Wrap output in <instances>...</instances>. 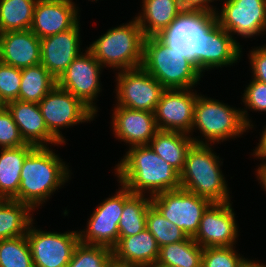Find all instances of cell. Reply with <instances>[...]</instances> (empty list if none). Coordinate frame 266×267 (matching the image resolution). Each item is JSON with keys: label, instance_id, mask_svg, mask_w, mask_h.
<instances>
[{"label": "cell", "instance_id": "obj_1", "mask_svg": "<svg viewBox=\"0 0 266 267\" xmlns=\"http://www.w3.org/2000/svg\"><path fill=\"white\" fill-rule=\"evenodd\" d=\"M114 171L118 183L133 194L149 193L148 196L152 197L161 192L181 188L180 174L149 145L130 147Z\"/></svg>", "mask_w": 266, "mask_h": 267}, {"label": "cell", "instance_id": "obj_2", "mask_svg": "<svg viewBox=\"0 0 266 267\" xmlns=\"http://www.w3.org/2000/svg\"><path fill=\"white\" fill-rule=\"evenodd\" d=\"M62 161L53 149L35 147L23 162L18 201L35 211L50 199L71 178L69 166Z\"/></svg>", "mask_w": 266, "mask_h": 267}, {"label": "cell", "instance_id": "obj_3", "mask_svg": "<svg viewBox=\"0 0 266 267\" xmlns=\"http://www.w3.org/2000/svg\"><path fill=\"white\" fill-rule=\"evenodd\" d=\"M142 67L165 89L194 88L203 76L190 57L174 50L159 36L145 37Z\"/></svg>", "mask_w": 266, "mask_h": 267}, {"label": "cell", "instance_id": "obj_4", "mask_svg": "<svg viewBox=\"0 0 266 267\" xmlns=\"http://www.w3.org/2000/svg\"><path fill=\"white\" fill-rule=\"evenodd\" d=\"M211 147L212 144L196 143L191 146L180 173V185L211 202H229V187L220 169L223 161Z\"/></svg>", "mask_w": 266, "mask_h": 267}, {"label": "cell", "instance_id": "obj_5", "mask_svg": "<svg viewBox=\"0 0 266 267\" xmlns=\"http://www.w3.org/2000/svg\"><path fill=\"white\" fill-rule=\"evenodd\" d=\"M145 35L138 21L112 27L86 47L102 67L123 71L142 66Z\"/></svg>", "mask_w": 266, "mask_h": 267}, {"label": "cell", "instance_id": "obj_6", "mask_svg": "<svg viewBox=\"0 0 266 267\" xmlns=\"http://www.w3.org/2000/svg\"><path fill=\"white\" fill-rule=\"evenodd\" d=\"M195 129H198L202 137L205 138L200 139L191 136L194 143L215 144L216 142L219 144V142L229 140V138L240 137L239 135L250 130V127L245 123L242 109H236L219 100L198 94L191 135Z\"/></svg>", "mask_w": 266, "mask_h": 267}, {"label": "cell", "instance_id": "obj_7", "mask_svg": "<svg viewBox=\"0 0 266 267\" xmlns=\"http://www.w3.org/2000/svg\"><path fill=\"white\" fill-rule=\"evenodd\" d=\"M49 132L61 143L66 144L61 128L93 121L96 114L72 93L57 84L38 103Z\"/></svg>", "mask_w": 266, "mask_h": 267}, {"label": "cell", "instance_id": "obj_8", "mask_svg": "<svg viewBox=\"0 0 266 267\" xmlns=\"http://www.w3.org/2000/svg\"><path fill=\"white\" fill-rule=\"evenodd\" d=\"M151 203L164 218L178 226L188 237H194L204 211L212 202L179 188L152 196Z\"/></svg>", "mask_w": 266, "mask_h": 267}, {"label": "cell", "instance_id": "obj_9", "mask_svg": "<svg viewBox=\"0 0 266 267\" xmlns=\"http://www.w3.org/2000/svg\"><path fill=\"white\" fill-rule=\"evenodd\" d=\"M112 197L105 199L93 211L88 219L87 228L79 231L81 243L101 245L113 248L118 242V223L124 208V203L133 195L125 186Z\"/></svg>", "mask_w": 266, "mask_h": 267}, {"label": "cell", "instance_id": "obj_10", "mask_svg": "<svg viewBox=\"0 0 266 267\" xmlns=\"http://www.w3.org/2000/svg\"><path fill=\"white\" fill-rule=\"evenodd\" d=\"M116 106L155 112L165 88L142 66L118 71L116 75Z\"/></svg>", "mask_w": 266, "mask_h": 267}, {"label": "cell", "instance_id": "obj_11", "mask_svg": "<svg viewBox=\"0 0 266 267\" xmlns=\"http://www.w3.org/2000/svg\"><path fill=\"white\" fill-rule=\"evenodd\" d=\"M31 223L26 238L34 267H67L79 243V231L51 232L38 230Z\"/></svg>", "mask_w": 266, "mask_h": 267}, {"label": "cell", "instance_id": "obj_12", "mask_svg": "<svg viewBox=\"0 0 266 267\" xmlns=\"http://www.w3.org/2000/svg\"><path fill=\"white\" fill-rule=\"evenodd\" d=\"M102 65L87 49L79 54L57 79V85L80 99L95 114L98 107L95 100L100 94ZM97 96V97H96ZM94 101V102H93Z\"/></svg>", "mask_w": 266, "mask_h": 267}, {"label": "cell", "instance_id": "obj_13", "mask_svg": "<svg viewBox=\"0 0 266 267\" xmlns=\"http://www.w3.org/2000/svg\"><path fill=\"white\" fill-rule=\"evenodd\" d=\"M214 13L216 22L235 39L252 38L266 32V0H223ZM219 12V13H218Z\"/></svg>", "mask_w": 266, "mask_h": 267}, {"label": "cell", "instance_id": "obj_14", "mask_svg": "<svg viewBox=\"0 0 266 267\" xmlns=\"http://www.w3.org/2000/svg\"><path fill=\"white\" fill-rule=\"evenodd\" d=\"M215 20L214 13L184 10L159 37L192 59L199 70L200 34Z\"/></svg>", "mask_w": 266, "mask_h": 267}, {"label": "cell", "instance_id": "obj_15", "mask_svg": "<svg viewBox=\"0 0 266 267\" xmlns=\"http://www.w3.org/2000/svg\"><path fill=\"white\" fill-rule=\"evenodd\" d=\"M231 201L212 202L204 211L193 239L202 247H230L237 241L238 226Z\"/></svg>", "mask_w": 266, "mask_h": 267}, {"label": "cell", "instance_id": "obj_16", "mask_svg": "<svg viewBox=\"0 0 266 267\" xmlns=\"http://www.w3.org/2000/svg\"><path fill=\"white\" fill-rule=\"evenodd\" d=\"M190 89H165L154 115L159 130L191 134L197 92Z\"/></svg>", "mask_w": 266, "mask_h": 267}, {"label": "cell", "instance_id": "obj_17", "mask_svg": "<svg viewBox=\"0 0 266 267\" xmlns=\"http://www.w3.org/2000/svg\"><path fill=\"white\" fill-rule=\"evenodd\" d=\"M242 47L230 33L214 20L201 34L199 44V71L233 66L239 62Z\"/></svg>", "mask_w": 266, "mask_h": 267}, {"label": "cell", "instance_id": "obj_18", "mask_svg": "<svg viewBox=\"0 0 266 267\" xmlns=\"http://www.w3.org/2000/svg\"><path fill=\"white\" fill-rule=\"evenodd\" d=\"M80 20L69 30L40 39L41 64L56 79L81 54Z\"/></svg>", "mask_w": 266, "mask_h": 267}, {"label": "cell", "instance_id": "obj_19", "mask_svg": "<svg viewBox=\"0 0 266 267\" xmlns=\"http://www.w3.org/2000/svg\"><path fill=\"white\" fill-rule=\"evenodd\" d=\"M72 0H38L30 30L39 38L71 29L79 20V10Z\"/></svg>", "mask_w": 266, "mask_h": 267}, {"label": "cell", "instance_id": "obj_20", "mask_svg": "<svg viewBox=\"0 0 266 267\" xmlns=\"http://www.w3.org/2000/svg\"><path fill=\"white\" fill-rule=\"evenodd\" d=\"M112 111L113 134L129 147L148 145L159 131L154 112L116 105Z\"/></svg>", "mask_w": 266, "mask_h": 267}, {"label": "cell", "instance_id": "obj_21", "mask_svg": "<svg viewBox=\"0 0 266 267\" xmlns=\"http://www.w3.org/2000/svg\"><path fill=\"white\" fill-rule=\"evenodd\" d=\"M6 108L11 113L26 144L35 147H48L49 144L62 145L49 132L37 103L16 100L6 104Z\"/></svg>", "mask_w": 266, "mask_h": 267}, {"label": "cell", "instance_id": "obj_22", "mask_svg": "<svg viewBox=\"0 0 266 267\" xmlns=\"http://www.w3.org/2000/svg\"><path fill=\"white\" fill-rule=\"evenodd\" d=\"M40 39L30 30L0 34V61L24 69L41 62Z\"/></svg>", "mask_w": 266, "mask_h": 267}, {"label": "cell", "instance_id": "obj_23", "mask_svg": "<svg viewBox=\"0 0 266 267\" xmlns=\"http://www.w3.org/2000/svg\"><path fill=\"white\" fill-rule=\"evenodd\" d=\"M159 249L155 237L146 228L136 235L118 237L112 248L113 260L138 267H154Z\"/></svg>", "mask_w": 266, "mask_h": 267}, {"label": "cell", "instance_id": "obj_24", "mask_svg": "<svg viewBox=\"0 0 266 267\" xmlns=\"http://www.w3.org/2000/svg\"><path fill=\"white\" fill-rule=\"evenodd\" d=\"M142 1V12L135 18L145 37L160 36L184 11L180 0Z\"/></svg>", "mask_w": 266, "mask_h": 267}, {"label": "cell", "instance_id": "obj_25", "mask_svg": "<svg viewBox=\"0 0 266 267\" xmlns=\"http://www.w3.org/2000/svg\"><path fill=\"white\" fill-rule=\"evenodd\" d=\"M34 148L26 144L0 150V199L18 201L23 162Z\"/></svg>", "mask_w": 266, "mask_h": 267}, {"label": "cell", "instance_id": "obj_26", "mask_svg": "<svg viewBox=\"0 0 266 267\" xmlns=\"http://www.w3.org/2000/svg\"><path fill=\"white\" fill-rule=\"evenodd\" d=\"M193 144L194 141L189 134L164 130H159L148 143L151 149L179 174L184 168L187 153Z\"/></svg>", "mask_w": 266, "mask_h": 267}, {"label": "cell", "instance_id": "obj_27", "mask_svg": "<svg viewBox=\"0 0 266 267\" xmlns=\"http://www.w3.org/2000/svg\"><path fill=\"white\" fill-rule=\"evenodd\" d=\"M34 210L14 199H0V240L26 235Z\"/></svg>", "mask_w": 266, "mask_h": 267}, {"label": "cell", "instance_id": "obj_28", "mask_svg": "<svg viewBox=\"0 0 266 267\" xmlns=\"http://www.w3.org/2000/svg\"><path fill=\"white\" fill-rule=\"evenodd\" d=\"M203 249L193 237L166 244L160 247L154 267H202Z\"/></svg>", "mask_w": 266, "mask_h": 267}, {"label": "cell", "instance_id": "obj_29", "mask_svg": "<svg viewBox=\"0 0 266 267\" xmlns=\"http://www.w3.org/2000/svg\"><path fill=\"white\" fill-rule=\"evenodd\" d=\"M56 84L41 63L21 69L19 100L38 104Z\"/></svg>", "mask_w": 266, "mask_h": 267}, {"label": "cell", "instance_id": "obj_30", "mask_svg": "<svg viewBox=\"0 0 266 267\" xmlns=\"http://www.w3.org/2000/svg\"><path fill=\"white\" fill-rule=\"evenodd\" d=\"M38 0H0V34L31 28Z\"/></svg>", "mask_w": 266, "mask_h": 267}, {"label": "cell", "instance_id": "obj_31", "mask_svg": "<svg viewBox=\"0 0 266 267\" xmlns=\"http://www.w3.org/2000/svg\"><path fill=\"white\" fill-rule=\"evenodd\" d=\"M151 205L150 196L133 194L124 203V208L118 223V237L136 235L146 229V215Z\"/></svg>", "mask_w": 266, "mask_h": 267}, {"label": "cell", "instance_id": "obj_32", "mask_svg": "<svg viewBox=\"0 0 266 267\" xmlns=\"http://www.w3.org/2000/svg\"><path fill=\"white\" fill-rule=\"evenodd\" d=\"M0 267H34L26 235L0 240Z\"/></svg>", "mask_w": 266, "mask_h": 267}, {"label": "cell", "instance_id": "obj_33", "mask_svg": "<svg viewBox=\"0 0 266 267\" xmlns=\"http://www.w3.org/2000/svg\"><path fill=\"white\" fill-rule=\"evenodd\" d=\"M146 228L155 237L159 247L188 238L183 230L164 218L153 205L148 208Z\"/></svg>", "mask_w": 266, "mask_h": 267}, {"label": "cell", "instance_id": "obj_34", "mask_svg": "<svg viewBox=\"0 0 266 267\" xmlns=\"http://www.w3.org/2000/svg\"><path fill=\"white\" fill-rule=\"evenodd\" d=\"M112 260L111 248L79 241L67 267H108Z\"/></svg>", "mask_w": 266, "mask_h": 267}, {"label": "cell", "instance_id": "obj_35", "mask_svg": "<svg viewBox=\"0 0 266 267\" xmlns=\"http://www.w3.org/2000/svg\"><path fill=\"white\" fill-rule=\"evenodd\" d=\"M244 259L235 246L208 247L203 249L202 267H238Z\"/></svg>", "mask_w": 266, "mask_h": 267}, {"label": "cell", "instance_id": "obj_36", "mask_svg": "<svg viewBox=\"0 0 266 267\" xmlns=\"http://www.w3.org/2000/svg\"><path fill=\"white\" fill-rule=\"evenodd\" d=\"M246 86L242 97V101L246 108H244L245 110L242 109V115L245 123L252 129L254 125L251 119L248 118L249 114L247 111L250 109L256 112H266V83L253 79Z\"/></svg>", "mask_w": 266, "mask_h": 267}, {"label": "cell", "instance_id": "obj_37", "mask_svg": "<svg viewBox=\"0 0 266 267\" xmlns=\"http://www.w3.org/2000/svg\"><path fill=\"white\" fill-rule=\"evenodd\" d=\"M21 69L0 62V98L5 103L19 100Z\"/></svg>", "mask_w": 266, "mask_h": 267}, {"label": "cell", "instance_id": "obj_38", "mask_svg": "<svg viewBox=\"0 0 266 267\" xmlns=\"http://www.w3.org/2000/svg\"><path fill=\"white\" fill-rule=\"evenodd\" d=\"M26 145L21 137L17 124L5 107L0 112V149Z\"/></svg>", "mask_w": 266, "mask_h": 267}, {"label": "cell", "instance_id": "obj_39", "mask_svg": "<svg viewBox=\"0 0 266 267\" xmlns=\"http://www.w3.org/2000/svg\"><path fill=\"white\" fill-rule=\"evenodd\" d=\"M249 56V62L251 70L255 80L266 83V45L256 47L251 50Z\"/></svg>", "mask_w": 266, "mask_h": 267}, {"label": "cell", "instance_id": "obj_40", "mask_svg": "<svg viewBox=\"0 0 266 267\" xmlns=\"http://www.w3.org/2000/svg\"><path fill=\"white\" fill-rule=\"evenodd\" d=\"M214 1L215 0H180V3L184 10H198L208 13H215L217 11L216 8L210 4Z\"/></svg>", "mask_w": 266, "mask_h": 267}, {"label": "cell", "instance_id": "obj_41", "mask_svg": "<svg viewBox=\"0 0 266 267\" xmlns=\"http://www.w3.org/2000/svg\"><path fill=\"white\" fill-rule=\"evenodd\" d=\"M261 138L259 139L260 142L258 143L257 147L253 151V155L256 158H259L262 161L266 160V126L263 128Z\"/></svg>", "mask_w": 266, "mask_h": 267}, {"label": "cell", "instance_id": "obj_42", "mask_svg": "<svg viewBox=\"0 0 266 267\" xmlns=\"http://www.w3.org/2000/svg\"><path fill=\"white\" fill-rule=\"evenodd\" d=\"M262 162L263 163H261L255 171L257 173V180H260L259 184L262 185V188L266 191V161Z\"/></svg>", "mask_w": 266, "mask_h": 267}, {"label": "cell", "instance_id": "obj_43", "mask_svg": "<svg viewBox=\"0 0 266 267\" xmlns=\"http://www.w3.org/2000/svg\"><path fill=\"white\" fill-rule=\"evenodd\" d=\"M238 267H266V265L245 258Z\"/></svg>", "mask_w": 266, "mask_h": 267}, {"label": "cell", "instance_id": "obj_44", "mask_svg": "<svg viewBox=\"0 0 266 267\" xmlns=\"http://www.w3.org/2000/svg\"><path fill=\"white\" fill-rule=\"evenodd\" d=\"M108 267H138V266L119 263V262H116L115 260H112V262L109 264Z\"/></svg>", "mask_w": 266, "mask_h": 267}, {"label": "cell", "instance_id": "obj_45", "mask_svg": "<svg viewBox=\"0 0 266 267\" xmlns=\"http://www.w3.org/2000/svg\"><path fill=\"white\" fill-rule=\"evenodd\" d=\"M6 107V104L0 98V112Z\"/></svg>", "mask_w": 266, "mask_h": 267}]
</instances>
